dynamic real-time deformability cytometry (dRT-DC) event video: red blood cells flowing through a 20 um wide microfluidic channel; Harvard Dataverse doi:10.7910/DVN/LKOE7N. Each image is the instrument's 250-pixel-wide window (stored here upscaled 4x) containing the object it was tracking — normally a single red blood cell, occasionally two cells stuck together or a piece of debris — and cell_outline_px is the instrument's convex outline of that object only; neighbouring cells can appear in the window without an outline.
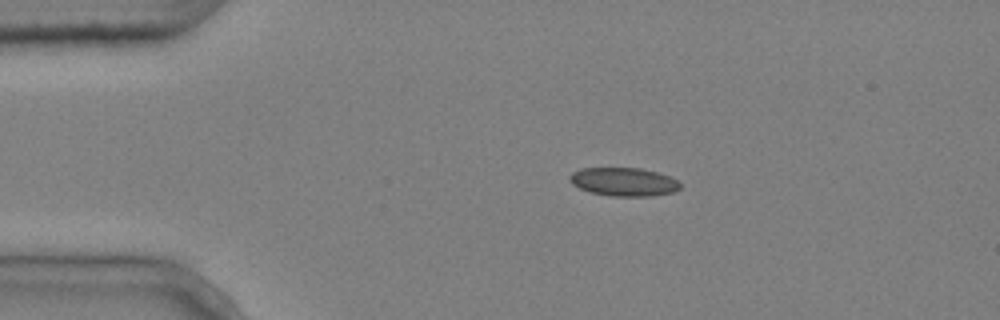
{"species": "common noctule bat (a hibernating species)", "species_latin": "Nyctalus noctula", "temperature_condition": "cold", "stored_images_in_passage": 2, "camera_frame_rate_fps": 3000, "um_per_image_px": 0.085, "animal": {"sex": "male", "body_mass_g": 20.4}, "frame": {"image": 1, "passage_image": 1, "time_ms": 0.0, "image_size_px": [1000, 320], "cell_outline_px": [[680, 188], [672, 192], [652, 196], [612, 196], [592, 192], [580, 188], [572, 184], [568, 180], [568, 176], [572, 172], [580, 168], [640, 168], [656, 172], [668, 176], [676, 180], [680, 184]], "centroid_in_image_um": [52.98, 15.45], "position_along_channel_um": 32.0, "area_um2": 18.21}}